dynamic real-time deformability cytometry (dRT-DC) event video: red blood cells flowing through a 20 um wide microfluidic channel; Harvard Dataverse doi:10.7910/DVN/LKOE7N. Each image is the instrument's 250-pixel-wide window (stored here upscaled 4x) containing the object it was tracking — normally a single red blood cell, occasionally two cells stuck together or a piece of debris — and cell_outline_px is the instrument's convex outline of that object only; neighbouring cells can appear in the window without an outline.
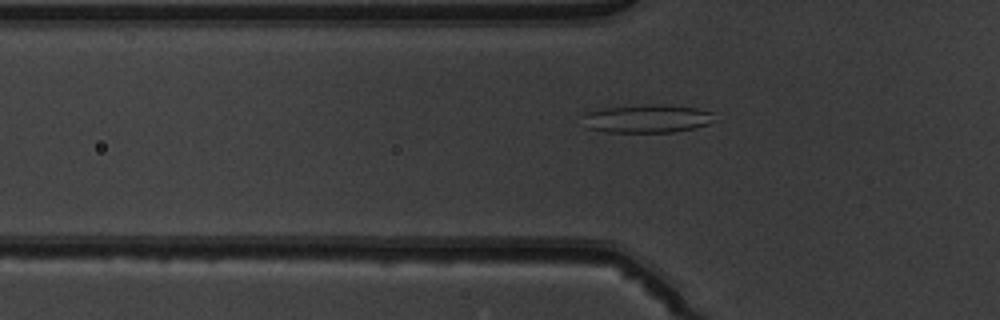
{"species": "common noctule bat (a hibernating species)", "species_latin": "Nyctalus noctula", "temperature_condition": "warm", "stored_images_in_passage": 36, "camera_frame_rate_fps": 3000, "um_per_image_px": 0.085, "animal": {"sex": "male", "body_mass_g": 19.5, "forearm_length_mm": 54.6}, "frame": {"image": 1, "passage_image": 3, "time_ms": 0.667, "image_size_px": [1000, 320], "cell_outline_px": [[720, 120], [696, 128], [676, 132], [604, 132], [588, 128], [580, 116], [588, 112], [600, 108], [648, 104], [664, 104], [696, 108], [716, 112]], "centroid_in_image_um": [55.09, 10.08], "position_along_channel_um": 70.7, "area_um2": 22.37}}
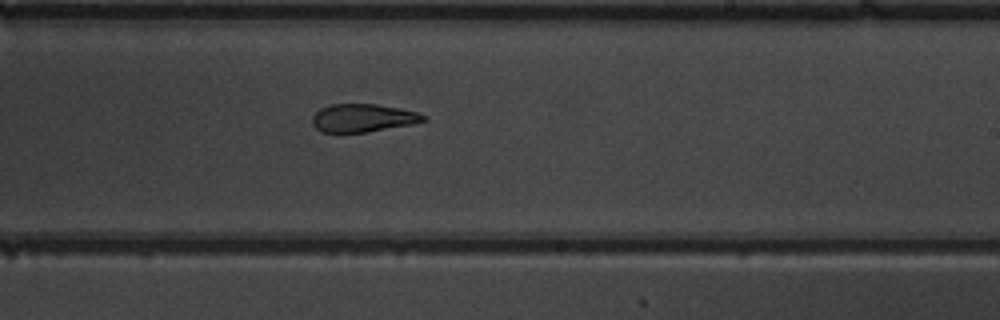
{"frame": {"image": 2, "passage_image": 17, "time_ms": 5.333, "image_size_px": [1000, 320], "cell_outline_px": [[428, 120], [416, 124], [368, 132], [320, 132], [312, 124], [312, 116], [320, 108], [332, 104], [376, 104], [400, 108], [416, 112], [424, 116]], "centroid_in_image_um": [30.86, 10.03], "position_along_channel_um": 258.1, "area_um2": 18.32}}
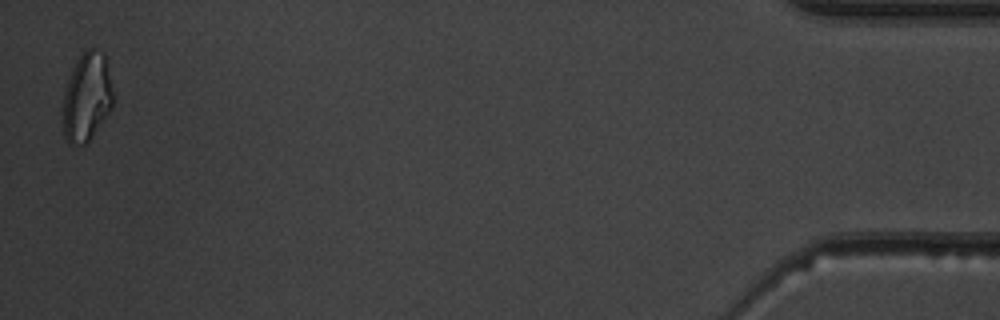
{"frame": {"image": 3, "passage_image": 36, "time_ms": 11.667, "image_size_px": [1000, 320], "cell_outline_px": [[116, 100], [112, 108], [92, 136], [84, 144], [68, 144], [64, 136], [60, 116], [60, 108], [64, 88], [76, 60], [88, 48], [92, 48], [104, 52], [116, 96]], "centroid_in_image_um": [7.37, 8.26], "position_along_channel_um": 427.8, "area_um2": 26.99}, "authors_computed_cell_mechanics": {"area_um2": 19.6809, "velocity_mm_per_s": 4.0275, "shape_relaxation_time_tau1_ms": null, "shape_relaxation_time_tau2_ms": 1.9628, "deformation_change_tau1": null, "deformation_change_tau2": 0.0905}}